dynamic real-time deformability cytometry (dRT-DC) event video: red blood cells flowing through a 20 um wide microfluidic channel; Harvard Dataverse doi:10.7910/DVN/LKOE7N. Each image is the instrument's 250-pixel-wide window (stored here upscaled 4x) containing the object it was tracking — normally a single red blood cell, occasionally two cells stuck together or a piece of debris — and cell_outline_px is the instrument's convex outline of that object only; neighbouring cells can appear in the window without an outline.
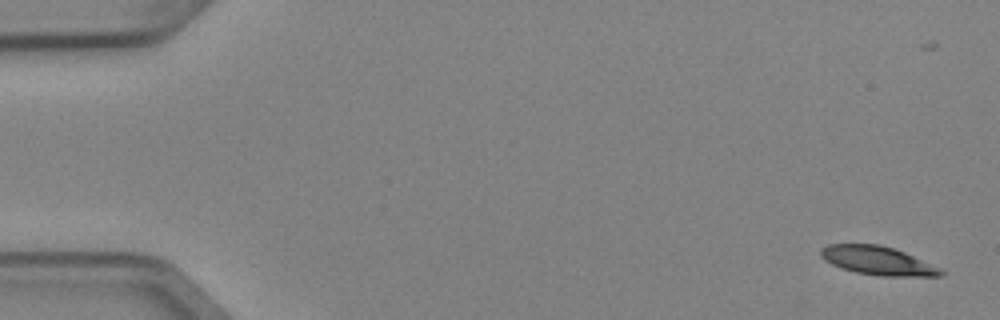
{"species": "Egyptian fruit bat (a non-hibernating species)", "species_latin": "Rousettus aegyptiacus", "temperature_condition": "cold", "stored_images_in_passage": 3, "camera_frame_rate_fps": 3000, "um_per_image_px": 0.085, "animal": {"sex": "female"}, "frame": {"image": 1, "passage_image": 1, "time_ms": 0.0, "image_size_px": [1000, 320], "cell_outline_px": [[944, 276], [880, 276], [856, 272], [840, 268], [824, 260], [820, 256], [820, 248], [828, 244], [880, 244], [904, 252], [940, 268], [944, 272]], "centroid_in_image_um": [74.57, 22.15], "position_along_channel_um": 10.4, "area_um2": 20.0}}